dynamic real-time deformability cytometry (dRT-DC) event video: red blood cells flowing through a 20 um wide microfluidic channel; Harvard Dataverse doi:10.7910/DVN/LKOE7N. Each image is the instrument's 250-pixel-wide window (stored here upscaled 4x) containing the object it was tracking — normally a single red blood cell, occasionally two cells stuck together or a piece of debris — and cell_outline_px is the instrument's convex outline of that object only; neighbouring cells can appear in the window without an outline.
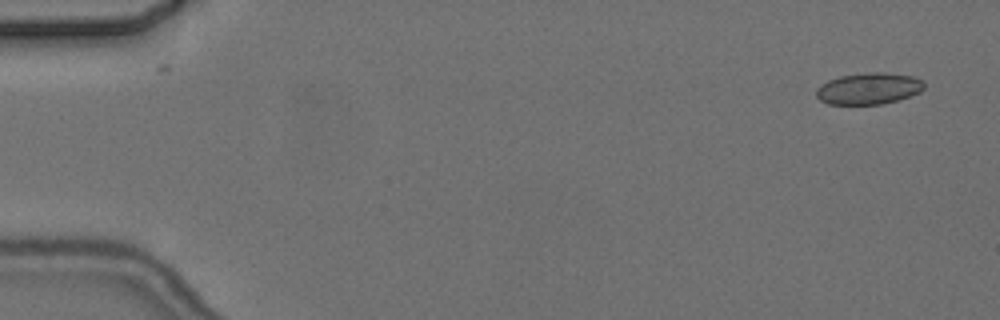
{"species": "common noctule bat (a hibernating species)", "species_latin": "Nyctalus noctula", "temperature_condition": "cold", "stored_images_in_passage": 5, "camera_frame_rate_fps": 3000, "um_per_image_px": 0.085, "animal": {"sex": "female", "body_mass_g": 24.6, "forearm_length_mm": 56.2}, "frame": {"image": 1, "passage_image": 1, "time_ms": 0.0, "image_size_px": [1000, 320], "cell_outline_px": [[924, 88], [920, 92], [896, 100], [880, 104], [828, 104], [820, 100], [816, 96], [816, 88], [820, 84], [828, 80], [840, 76], [868, 72], [884, 72], [912, 76], [920, 80], [924, 84]], "centroid_in_image_um": [73.79, 7.52], "position_along_channel_um": 11.2, "area_um2": 19.71}}
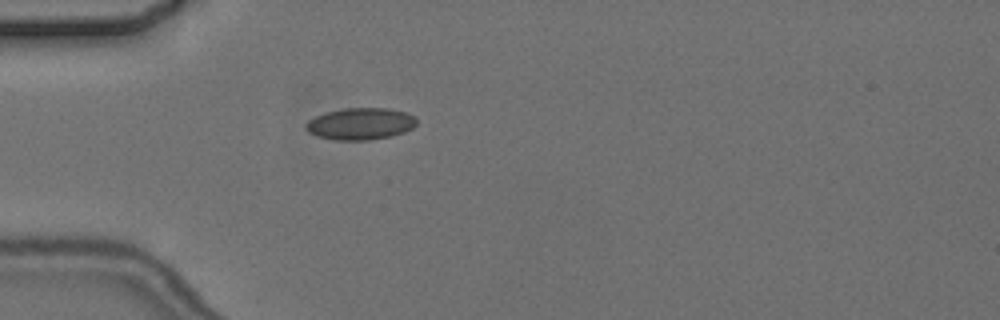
{"frame": {"image": 2, "passage_image": 5, "time_ms": 4.667, "image_size_px": [1000, 320], "cell_outline_px": [[416, 124], [412, 128], [404, 132], [392, 136], [368, 140], [336, 140], [316, 136], [308, 132], [304, 128], [304, 124], [308, 120], [324, 112], [344, 108], [388, 108], [408, 112], [416, 116]], "centroid_in_image_um": [30.63, 10.51], "position_along_channel_um": 54.4, "area_um2": 20.87}}